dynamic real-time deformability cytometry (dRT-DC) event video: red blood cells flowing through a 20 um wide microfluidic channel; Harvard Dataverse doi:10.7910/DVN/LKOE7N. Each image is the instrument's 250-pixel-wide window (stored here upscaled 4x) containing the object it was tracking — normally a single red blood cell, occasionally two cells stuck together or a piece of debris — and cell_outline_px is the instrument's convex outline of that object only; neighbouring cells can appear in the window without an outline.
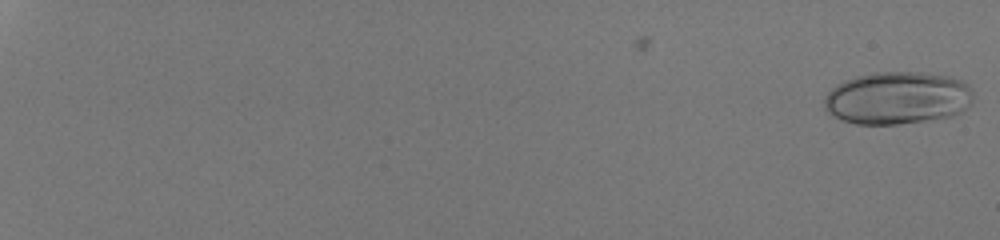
{"species": "human", "species_latin": "Homo sapiens", "temperature_condition": "room temperature", "stored_images_in_passage": 54, "camera_frame_rate_fps": 3000, "um_per_image_px": 0.085, "donor": {"sex": "male"}, "frame": {"image": 1, "passage_image": 1, "time_ms": 0.0, "image_size_px": [1000, 240], "cell_outline_px": [[972, 104], [964, 112], [952, 116], [896, 124], [856, 124], [840, 120], [832, 116], [824, 108], [824, 96], [836, 84], [844, 80], [856, 76], [876, 72], [920, 72], [948, 76], [960, 80], [968, 84], [972, 88]], "centroid_in_image_um": [76.28, 8.33], "position_along_channel_um": 8.7, "area_um2": 46.07}}
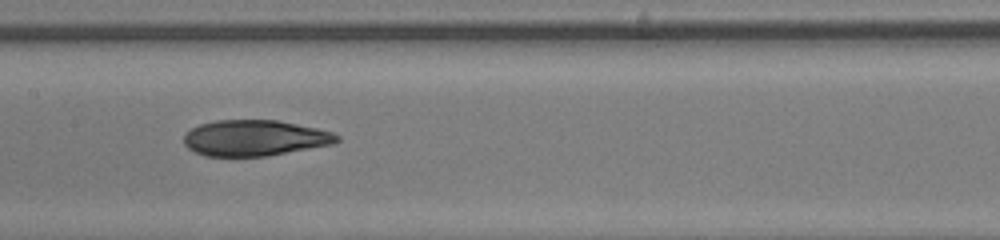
{"frame": {"image": 2, "passage_image": 33, "time_ms": 10.667, "image_size_px": [1000, 240], "cell_outline_px": [[340, 140], [332, 144], [268, 156], [204, 156], [188, 148], [184, 144], [184, 136], [192, 128], [200, 124], [216, 120], [280, 120], [316, 128], [332, 132], [340, 136]], "centroid_in_image_um": [21.66, 11.73], "position_along_channel_um": 185.7, "area_um2": 31.96}}
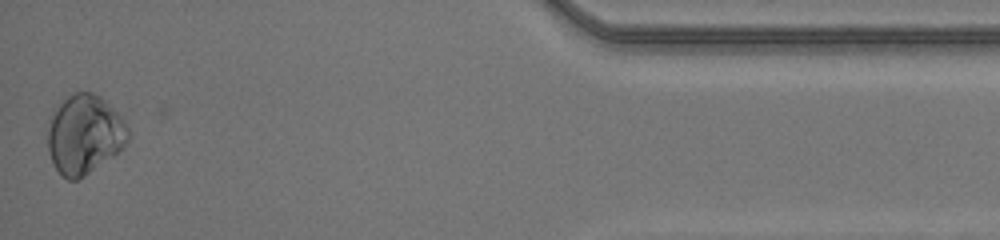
{"frame": {"image": 3, "passage_image": 54, "time_ms": 17.667, "image_size_px": [1000, 240], "cell_outline_px": [[128, 140], [124, 148], [84, 176], [76, 180], [68, 180], [52, 164], [48, 152], [48, 128], [52, 108], [68, 96], [76, 92], [92, 92], [100, 96], [124, 120], [128, 128]], "centroid_in_image_um": [7.15, 11.42], "position_along_channel_um": 428.0, "area_um2": 37.11}, "authors_computed_cell_mechanics": {"area_um2": 35.0268, "velocity_mm_per_s": 4.2188, "shape_relaxation_time_tau1_ms": 4.885, "shape_relaxation_time_tau2_ms": 1.5881, "deformation_change_tau1": 0.1636, "deformation_change_tau2": 0.0506}}